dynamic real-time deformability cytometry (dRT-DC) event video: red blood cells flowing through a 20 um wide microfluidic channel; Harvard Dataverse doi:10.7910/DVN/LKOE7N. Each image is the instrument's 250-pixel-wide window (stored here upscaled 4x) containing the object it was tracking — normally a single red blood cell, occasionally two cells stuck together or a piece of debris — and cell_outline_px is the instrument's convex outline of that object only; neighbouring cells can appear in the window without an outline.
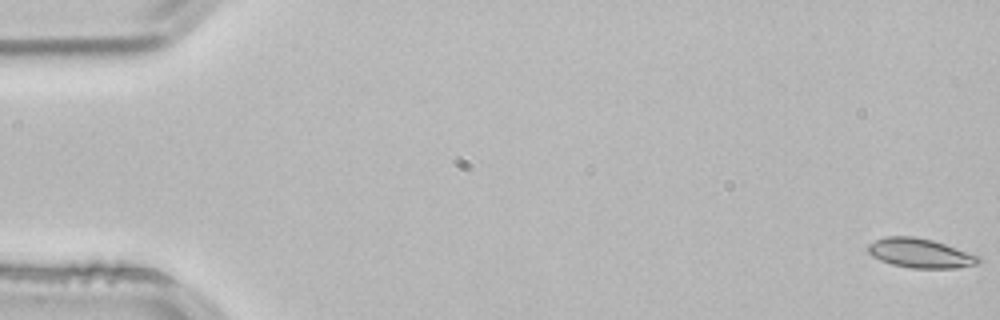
{"species": "common noctule bat (a hibernating species)", "species_latin": "Nyctalus noctula", "temperature_condition": "room temperature", "stored_images_in_passage": 17, "camera_frame_rate_fps": 3000, "um_per_image_px": 0.085, "animal": {"sex": "male", "body_mass_g": 21.5, "forearm_length_mm": 52.0}, "frame": {"image": 1, "passage_image": 1, "time_ms": 0.0, "image_size_px": [1000, 320], "cell_outline_px": [[980, 260], [976, 264], [956, 268], [912, 268], [892, 264], [880, 260], [872, 256], [868, 252], [868, 244], [884, 236], [912, 236], [932, 240], [980, 256]], "centroid_in_image_um": [78.19, 21.52], "position_along_channel_um": 6.8, "area_um2": 18.73}}
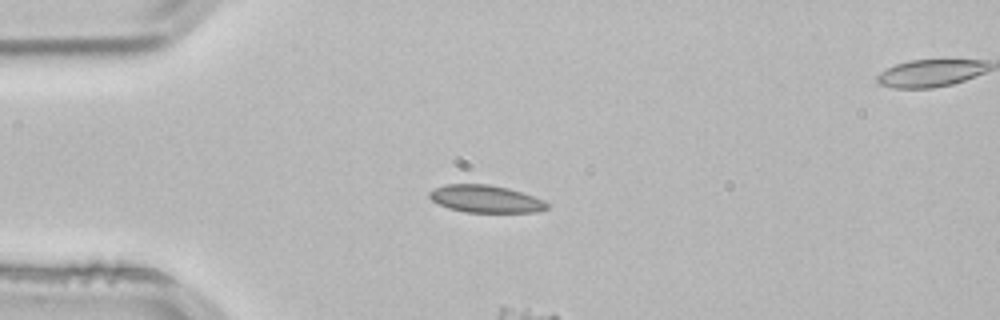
{"frame": {"image": 2, "passage_image": 14, "time_ms": 4.333, "image_size_px": [1000, 320], "cell_outline_px": [[548, 208], [536, 212], [464, 212], [448, 208], [432, 200], [428, 196], [428, 192], [432, 188], [444, 184], [488, 184], [508, 188], [544, 200], [548, 204]], "centroid_in_image_um": [41.23, 16.9], "position_along_channel_um": 43.8, "area_um2": 18.79}}